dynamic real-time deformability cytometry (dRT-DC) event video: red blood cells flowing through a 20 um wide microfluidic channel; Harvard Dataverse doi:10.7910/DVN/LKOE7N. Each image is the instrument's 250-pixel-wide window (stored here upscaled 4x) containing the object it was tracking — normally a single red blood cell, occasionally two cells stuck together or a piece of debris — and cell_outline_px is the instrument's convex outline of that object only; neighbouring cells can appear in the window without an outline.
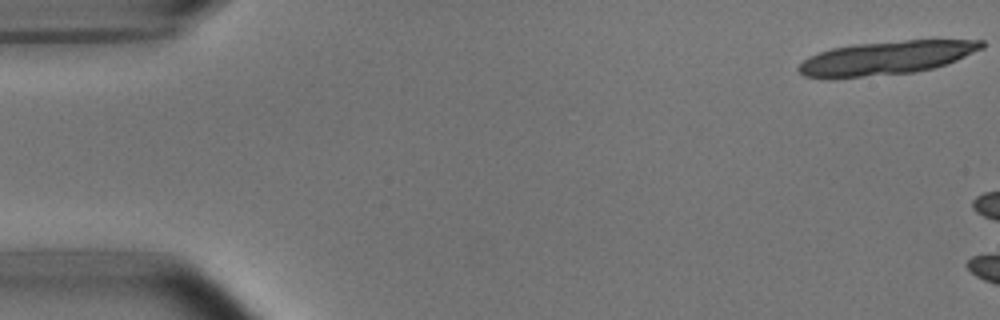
{"species": "common noctule bat (a hibernating species)", "species_latin": "Nyctalus noctula", "temperature_condition": "room temperature", "stored_images_in_passage": 6, "camera_frame_rate_fps": 3000, "um_per_image_px": 0.085, "animal": {"sex": "male", "body_mass_g": 15.6}, "frame": {"image": 1, "passage_image": 1, "time_ms": 0.0, "image_size_px": [1000, 320], "cell_outline_px": [[984, 48], [956, 60], [932, 68], [912, 72], [860, 76], [804, 76], [796, 68], [808, 56], [832, 48], [856, 44], [904, 40], [984, 40]], "centroid_in_image_um": [75.38, 4.88], "position_along_channel_um": 9.6, "area_um2": 34.8}}